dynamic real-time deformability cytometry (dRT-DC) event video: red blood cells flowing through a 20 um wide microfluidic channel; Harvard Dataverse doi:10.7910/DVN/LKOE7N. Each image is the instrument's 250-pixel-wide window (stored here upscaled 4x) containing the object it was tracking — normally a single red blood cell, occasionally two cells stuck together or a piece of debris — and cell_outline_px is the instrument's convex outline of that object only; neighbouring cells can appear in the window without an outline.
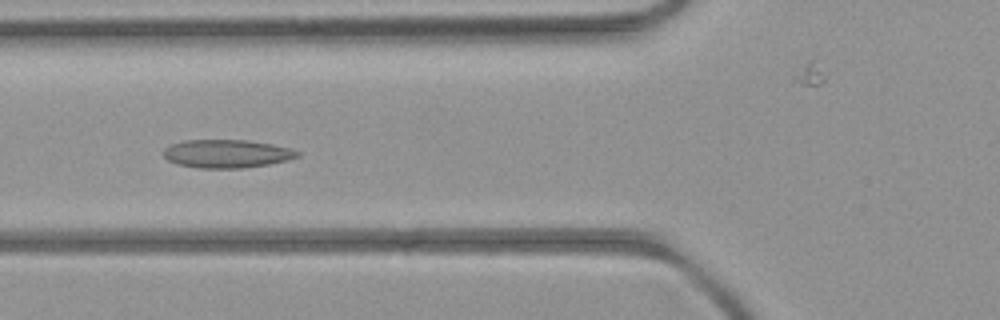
{"species": "common noctule bat (a hibernating species)", "species_latin": "Nyctalus noctula", "temperature_condition": "room temperature", "stored_images_in_passage": 10, "camera_frame_rate_fps": 3000, "um_per_image_px": 0.085, "animal": {"sex": "female", "body_mass_g": 21.9}, "frame": {"image": 1, "passage_image": 5, "time_ms": 4.333, "image_size_px": [1000, 320], "cell_outline_px": [[300, 156], [288, 160], [268, 164], [244, 168], [196, 168], [176, 164], [168, 160], [164, 156], [164, 148], [168, 144], [184, 140], [248, 140], [272, 144], [292, 148], [300, 152]], "centroid_in_image_um": [19.27, 13.06], "position_along_channel_um": 106.5, "area_um2": 22.31}}
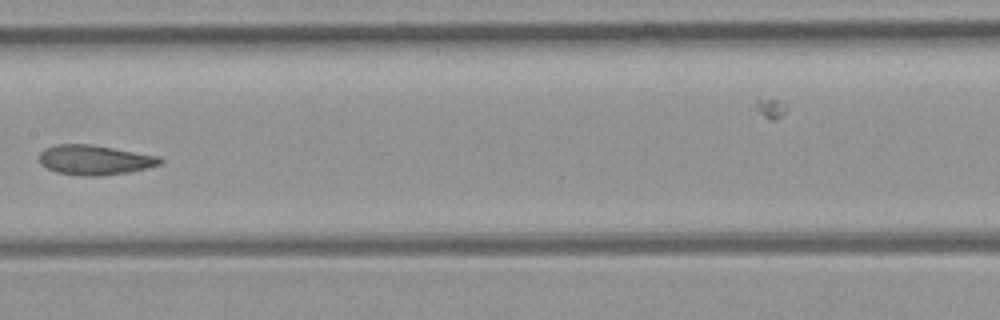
{"frame": {"image": 2, "passage_image": 7, "time_ms": 6.667, "image_size_px": [1000, 320], "cell_outline_px": [[164, 160], [160, 164], [128, 172], [100, 176], [84, 176], [56, 172], [40, 164], [40, 152], [44, 148], [56, 144], [92, 144], [160, 156]], "centroid_in_image_um": [8.04, 13.58], "position_along_channel_um": 199.4, "area_um2": 20.98}}
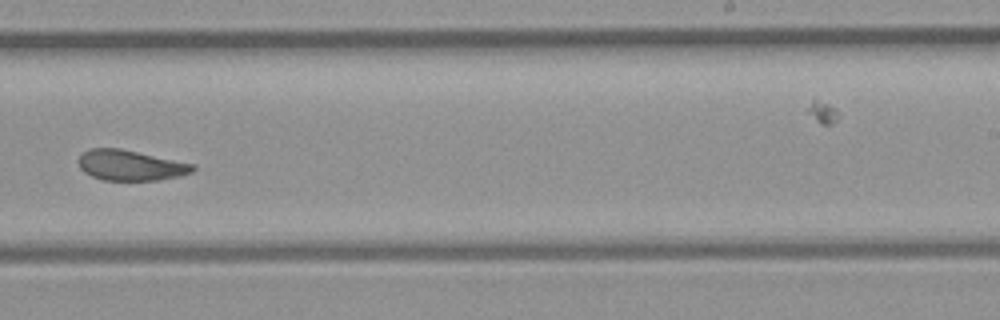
{"frame": {"image": 3, "passage_image": 9, "time_ms": 8.667, "image_size_px": [1000, 320], "cell_outline_px": [[196, 168], [192, 172], [180, 176], [160, 180], [104, 180], [92, 176], [84, 172], [80, 168], [80, 156], [88, 148], [120, 148], [196, 164]], "centroid_in_image_um": [11.14, 14.05], "position_along_channel_um": 277.9, "area_um2": 20.29}}